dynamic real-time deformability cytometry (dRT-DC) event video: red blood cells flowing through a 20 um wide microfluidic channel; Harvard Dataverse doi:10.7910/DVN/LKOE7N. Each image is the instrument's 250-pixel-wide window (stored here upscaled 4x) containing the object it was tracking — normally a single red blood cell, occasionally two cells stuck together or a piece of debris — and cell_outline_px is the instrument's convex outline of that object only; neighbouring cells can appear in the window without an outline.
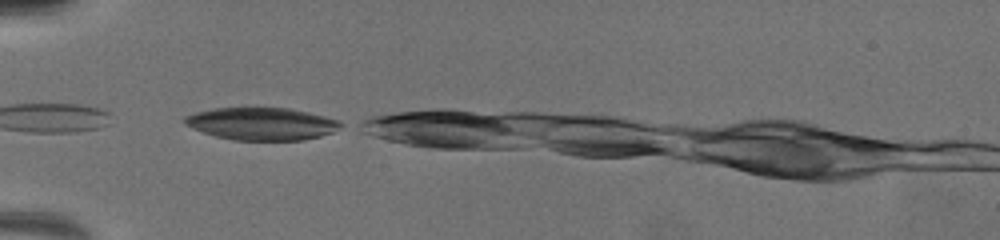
{"species": "common noctule bat (a hibernating species)", "species_latin": "Nyctalus noctula", "temperature_condition": "warm", "stored_images_in_passage": 9, "camera_frame_rate_fps": 3000, "um_per_image_px": 0.085, "animal": {"sex": "female", "body_mass_g": 19.5, "forearm_length_mm": 54.1}, "frame": {"image": 1, "passage_image": 1, "time_ms": 0.0, "image_size_px": [1000, 240], "cell_outline_px": [[348, 124], [332, 132], [320, 136], [304, 140], [232, 140], [216, 136], [192, 128], [184, 124], [180, 120], [184, 116], [196, 112], [212, 108], [288, 108], [308, 112], [340, 120]], "centroid_in_image_um": [22.25, 10.52], "position_along_channel_um": 62.7, "area_um2": 29.77}}